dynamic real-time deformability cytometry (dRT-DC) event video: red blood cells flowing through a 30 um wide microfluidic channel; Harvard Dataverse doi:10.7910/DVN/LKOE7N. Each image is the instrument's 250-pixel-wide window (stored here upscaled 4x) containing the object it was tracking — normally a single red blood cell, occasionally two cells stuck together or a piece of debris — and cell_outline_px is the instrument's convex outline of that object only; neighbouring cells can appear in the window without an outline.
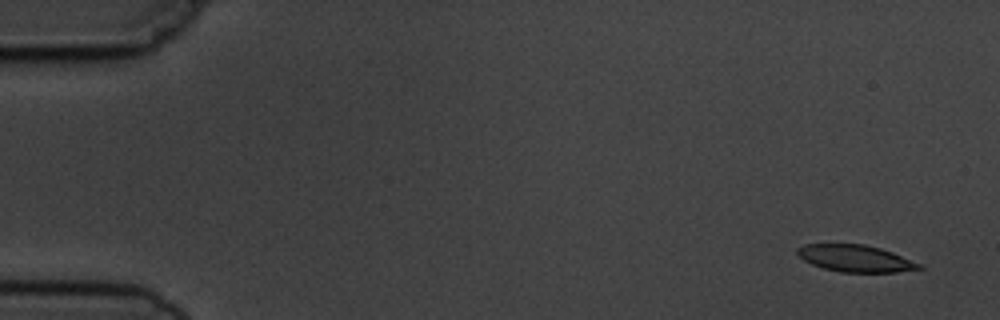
{"species": "common noctule bat (a hibernating species)", "species_latin": "Nyctalus noctula", "temperature_condition": "cold", "stored_images_in_passage": 6, "camera_frame_rate_fps": 3000, "um_per_image_px": 0.085, "animal": {"sex": "male", "body_mass_g": 19.5, "forearm_length_mm": 54.6}, "frame": {"image": 1, "passage_image": 1, "time_ms": 0.0, "image_size_px": [1000, 320], "cell_outline_px": [[924, 268], [896, 272], [840, 272], [824, 268], [812, 264], [804, 260], [796, 252], [796, 248], [804, 244], [864, 244], [880, 248], [892, 252], [924, 264]], "centroid_in_image_um": [72.75, 21.96], "position_along_channel_um": 12.3, "area_um2": 19.13}}
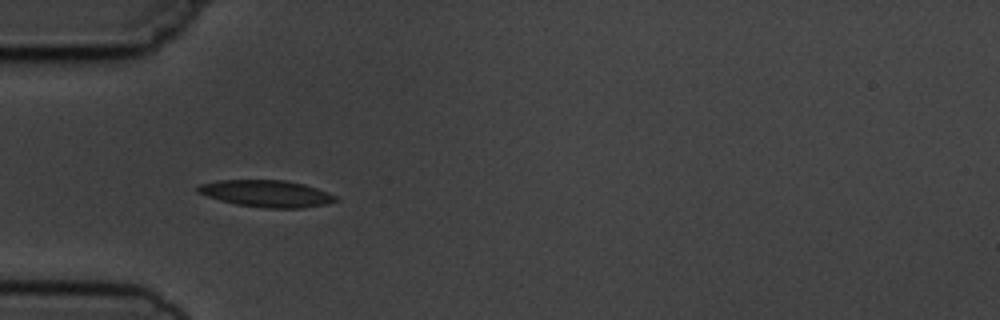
{"frame": {"image": 2, "passage_image": 5, "time_ms": 4.667, "image_size_px": [1000, 320], "cell_outline_px": [[340, 200], [324, 204], [300, 208], [264, 208], [236, 204], [220, 200], [196, 192], [196, 188], [200, 184], [220, 180], [284, 180], [304, 184], [328, 192], [336, 196]], "centroid_in_image_um": [22.65, 16.45], "position_along_channel_um": 62.4, "area_um2": 21.44}}
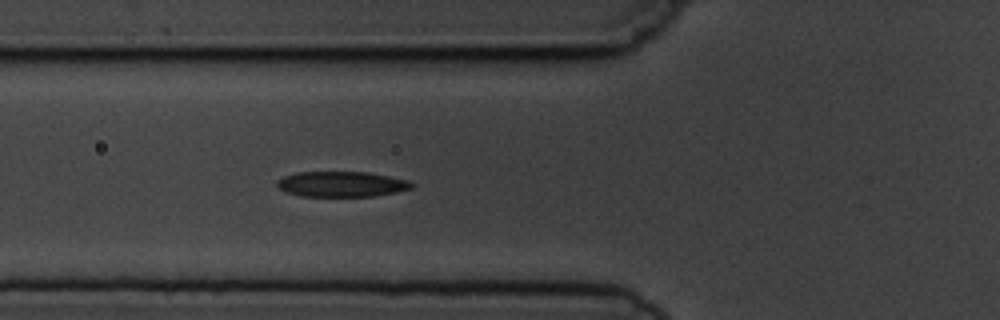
{"frame": {"image": 3, "passage_image": 6, "time_ms": 5.667, "image_size_px": [1000, 320], "cell_outline_px": [[416, 184], [412, 188], [396, 192], [372, 196], [300, 196], [288, 192], [280, 188], [276, 184], [276, 180], [284, 176], [296, 172], [368, 172], [408, 180]], "centroid_in_image_um": [29.04, 15.64], "position_along_channel_um": 96.8, "area_um2": 19.88}}